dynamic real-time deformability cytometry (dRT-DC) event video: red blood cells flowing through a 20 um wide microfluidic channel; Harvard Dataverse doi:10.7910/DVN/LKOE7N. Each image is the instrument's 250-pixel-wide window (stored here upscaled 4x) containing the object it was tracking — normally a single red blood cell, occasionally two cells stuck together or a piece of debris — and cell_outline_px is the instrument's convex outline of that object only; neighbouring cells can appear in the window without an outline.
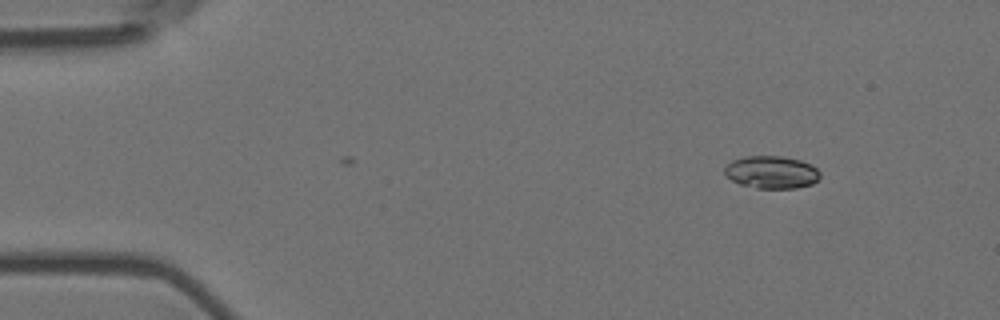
{"species": "Egyptian fruit bat (a non-hibernating species)", "species_latin": "Rousettus aegyptiacus", "temperature_condition": "room temperature", "stored_images_in_passage": 2, "camera_frame_rate_fps": 3000, "um_per_image_px": 0.085, "animal": {"sex": "female"}, "frame": {"image": 1, "passage_image": 2, "time_ms": 0.333, "image_size_px": [1000, 320], "cell_outline_px": [[820, 176], [812, 184], [796, 188], [756, 188], [740, 184], [732, 180], [724, 172], [724, 168], [732, 160], [744, 156], [780, 156], [800, 160], [812, 164], [820, 172]], "centroid_in_image_um": [65.59, 14.63], "position_along_channel_um": 19.4, "area_um2": 18.09}}